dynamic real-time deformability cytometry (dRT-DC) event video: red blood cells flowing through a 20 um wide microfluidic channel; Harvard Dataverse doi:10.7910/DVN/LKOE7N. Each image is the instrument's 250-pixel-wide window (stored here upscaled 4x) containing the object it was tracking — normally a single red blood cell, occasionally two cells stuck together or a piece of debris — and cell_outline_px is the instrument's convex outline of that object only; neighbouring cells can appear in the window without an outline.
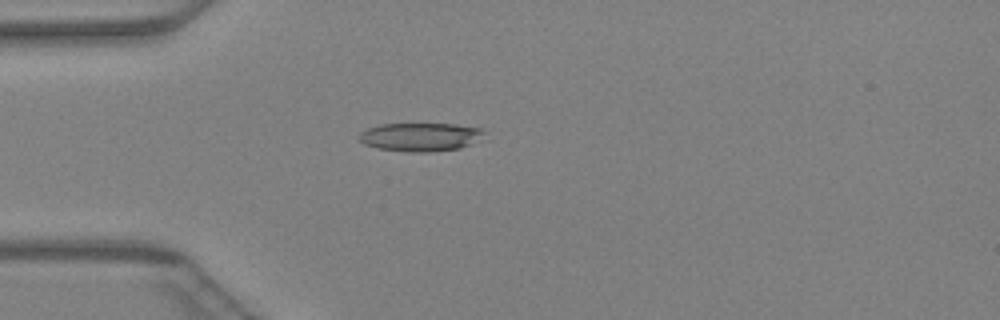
{"species": "Egyptian fruit bat (a non-hibernating species)", "species_latin": "Rousettus aegyptiacus", "temperature_condition": "warm", "stored_images_in_passage": 46, "camera_frame_rate_fps": 3000, "um_per_image_px": 0.085, "animal": {"sex": "female"}, "frame": {"image": 1, "passage_image": 13, "time_ms": 4.0, "image_size_px": [1000, 320], "cell_outline_px": [[488, 140], [460, 148], [428, 152], [412, 152], [376, 148], [364, 144], [356, 136], [360, 132], [368, 128], [380, 124], [456, 124], [484, 128]], "centroid_in_image_um": [35.85, 11.64], "position_along_channel_um": 49.1, "area_um2": 21.39}}
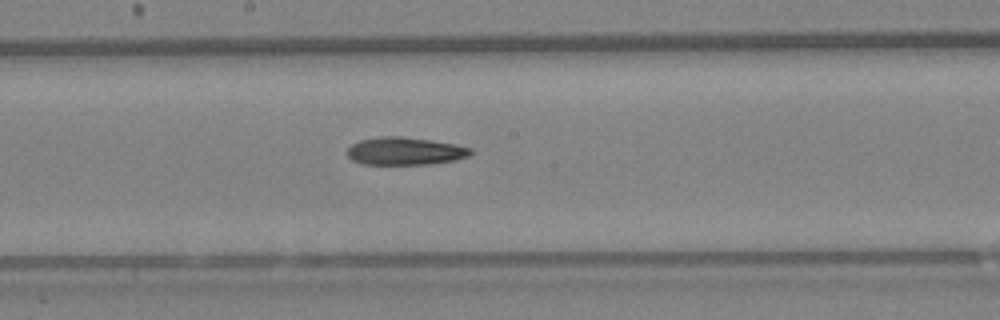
{"frame": {"image": 2, "passage_image": 25, "time_ms": 8.0, "image_size_px": [1000, 320], "cell_outline_px": [[476, 152], [468, 156], [456, 160], [428, 164], [364, 164], [352, 160], [348, 156], [348, 148], [352, 144], [360, 140], [380, 136], [404, 136], [432, 140], [456, 144], [472, 148]], "centroid_in_image_um": [34.48, 12.83], "position_along_channel_um": 213.7, "area_um2": 20.11}}
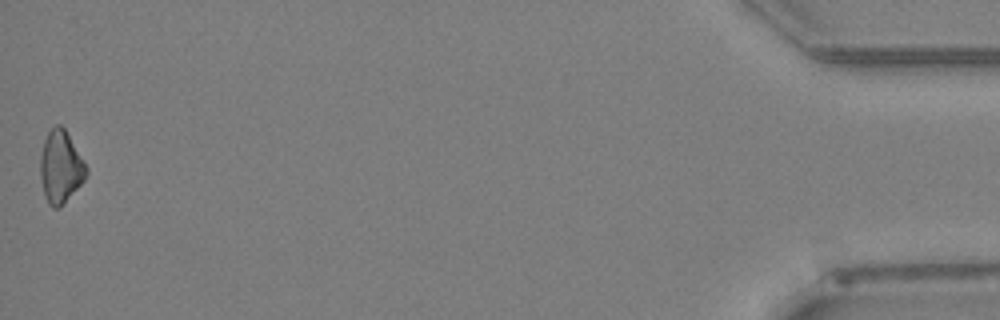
{"frame": {"image": 3, "passage_image": 46, "time_ms": 15.0, "image_size_px": [1000, 320], "cell_outline_px": [[88, 172], [84, 180], [60, 208], [52, 208], [48, 204], [44, 192], [40, 176], [40, 156], [44, 140], [48, 132], [56, 124], [60, 124], [64, 128], [84, 160], [88, 168]], "centroid_in_image_um": [5.15, 14.2], "position_along_channel_um": 430.0, "area_um2": 19.36}}